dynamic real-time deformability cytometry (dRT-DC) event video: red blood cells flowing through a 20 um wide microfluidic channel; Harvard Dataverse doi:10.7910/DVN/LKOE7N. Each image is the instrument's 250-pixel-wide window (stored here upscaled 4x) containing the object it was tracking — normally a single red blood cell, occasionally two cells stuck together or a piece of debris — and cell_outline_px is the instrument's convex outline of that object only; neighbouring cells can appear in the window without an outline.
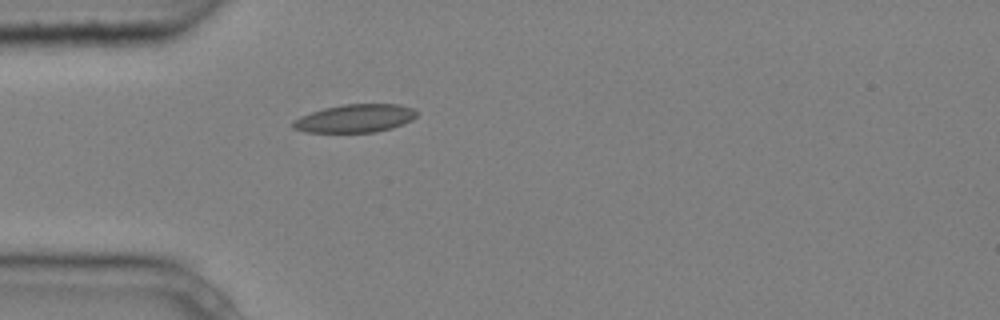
{"species": "common noctule bat (a hibernating species)", "species_latin": "Nyctalus noctula", "temperature_condition": "cold", "stored_images_in_passage": 5, "camera_frame_rate_fps": 3000, "um_per_image_px": 0.085, "animal": {"sex": "male", "body_mass_g": 20.4}, "frame": {"image": 1, "passage_image": 5, "time_ms": 1.333, "image_size_px": [1000, 320], "cell_outline_px": [[420, 112], [412, 120], [404, 124], [392, 128], [376, 132], [308, 132], [292, 128], [292, 120], [300, 116], [324, 108], [344, 104], [400, 104], [412, 108]], "centroid_in_image_um": [30.21, 10.06], "position_along_channel_um": 54.8, "area_um2": 20.4}}